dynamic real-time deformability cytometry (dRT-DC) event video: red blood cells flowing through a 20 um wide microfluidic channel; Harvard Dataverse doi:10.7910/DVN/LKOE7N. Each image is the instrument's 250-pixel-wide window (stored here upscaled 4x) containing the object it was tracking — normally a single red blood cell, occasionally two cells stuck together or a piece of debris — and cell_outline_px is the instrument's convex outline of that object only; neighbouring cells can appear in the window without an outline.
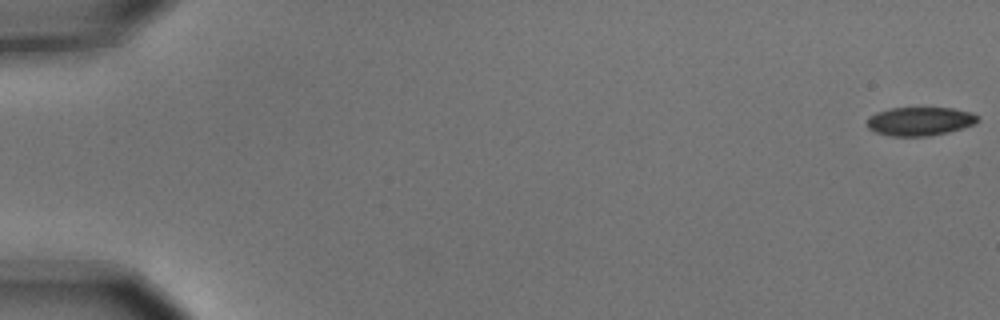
{"species": "common noctule bat (a hibernating species)", "species_latin": "Nyctalus noctula", "temperature_condition": "cold", "stored_images_in_passage": 5, "camera_frame_rate_fps": 3000, "um_per_image_px": 0.085, "animal": {"sex": "male", "body_mass_g": 15.6}, "frame": {"image": 1, "passage_image": 1, "time_ms": 0.0, "image_size_px": [1000, 320], "cell_outline_px": [[980, 120], [976, 124], [948, 132], [928, 136], [892, 136], [876, 132], [868, 128], [868, 116], [876, 112], [892, 108], [952, 108], [972, 112], [980, 116]], "centroid_in_image_um": [78.24, 10.3], "position_along_channel_um": 6.8, "area_um2": 18.55}}
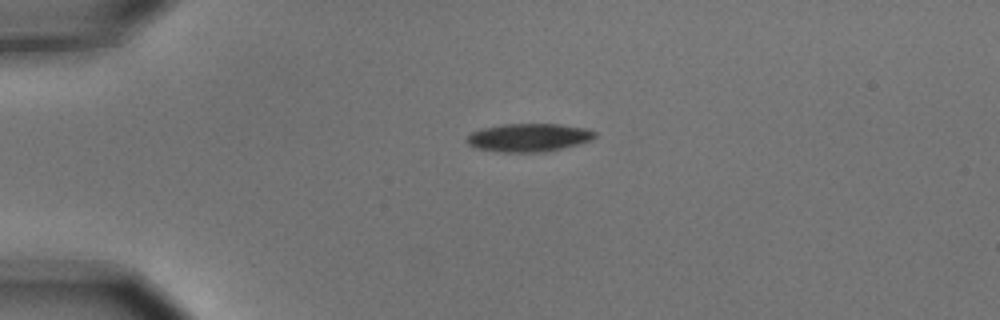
{"frame": {"image": 2, "passage_image": 4, "time_ms": 1.0, "image_size_px": [1000, 320], "cell_outline_px": [[596, 136], [592, 140], [580, 144], [544, 152], [500, 152], [476, 148], [468, 144], [464, 140], [472, 132], [484, 128], [504, 124], [560, 124], [584, 128], [596, 132]], "centroid_in_image_um": [44.95, 11.7], "position_along_channel_um": 40.1, "area_um2": 21.04}}